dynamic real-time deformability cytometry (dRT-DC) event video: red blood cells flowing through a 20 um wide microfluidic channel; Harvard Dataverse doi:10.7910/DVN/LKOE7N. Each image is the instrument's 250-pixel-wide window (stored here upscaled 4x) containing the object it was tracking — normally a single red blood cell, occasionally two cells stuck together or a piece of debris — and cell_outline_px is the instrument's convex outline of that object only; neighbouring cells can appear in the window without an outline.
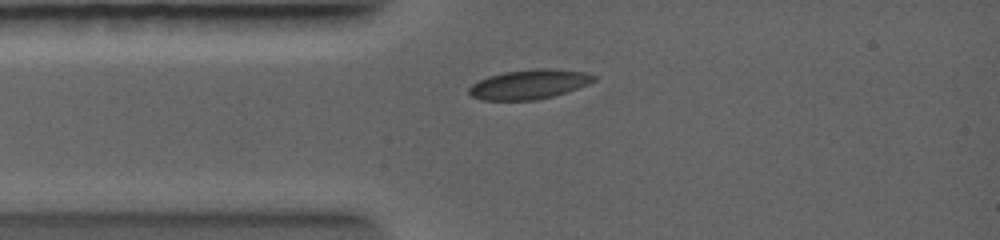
{"species": "common noctule bat (a hibernating species)", "species_latin": "Nyctalus noctula", "temperature_condition": "warm", "stored_images_in_passage": 3, "camera_frame_rate_fps": 5000, "um_per_image_px": 0.085, "animal": {"sex": "female", "body_mass_g": 19.0, "forearm_length_mm": 56.7}, "frame": {"image": 1, "passage_image": 3, "time_ms": 1.6, "image_size_px": [1000, 240], "cell_outline_px": [[596, 80], [588, 84], [552, 96], [536, 100], [484, 100], [472, 96], [468, 92], [468, 88], [472, 84], [488, 76], [504, 72], [536, 68], [544, 68], [584, 72], [596, 76]], "centroid_in_image_um": [44.95, 7.16], "position_along_channel_um": 40.0, "area_um2": 21.21}}